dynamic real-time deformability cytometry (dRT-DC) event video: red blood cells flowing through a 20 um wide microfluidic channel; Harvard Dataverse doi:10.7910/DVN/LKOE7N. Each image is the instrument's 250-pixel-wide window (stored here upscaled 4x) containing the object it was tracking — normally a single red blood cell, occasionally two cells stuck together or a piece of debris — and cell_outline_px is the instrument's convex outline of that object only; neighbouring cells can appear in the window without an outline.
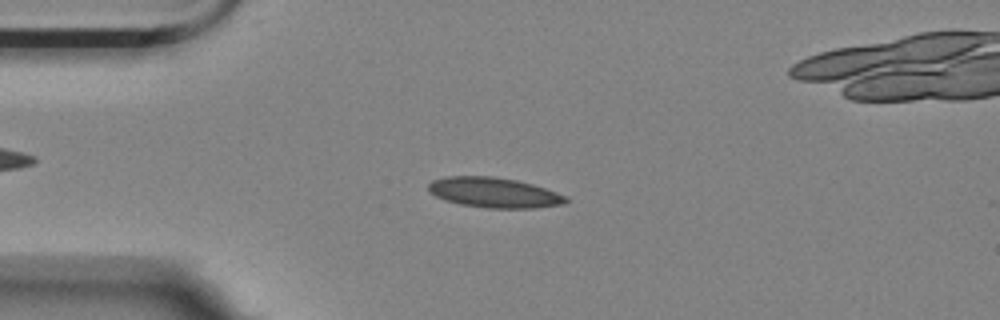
{"species": "Egyptian fruit bat (a non-hibernating species)", "species_latin": "Rousettus aegyptiacus", "temperature_condition": "room temperature", "stored_images_in_passage": 46, "camera_frame_rate_fps": 3000, "um_per_image_px": 0.085, "animal": {"sex": "female"}, "frame": {"image": 1, "passage_image": 12, "time_ms": 3.667, "image_size_px": [1000, 320], "cell_outline_px": [[568, 200], [560, 204], [536, 208], [488, 208], [460, 204], [444, 200], [428, 192], [428, 184], [432, 180], [444, 176], [492, 176], [516, 180], [532, 184], [568, 196]], "centroid_in_image_um": [41.95, 16.36], "position_along_channel_um": 43.1, "area_um2": 24.16}}
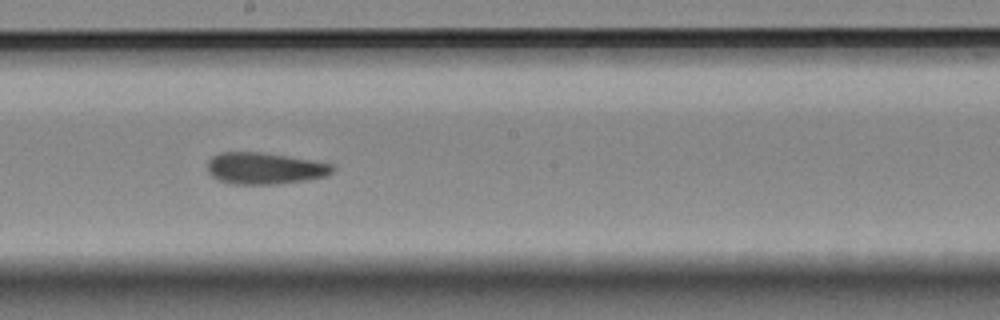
{"frame": {"image": 2, "passage_image": 29, "time_ms": 9.333, "image_size_px": [1000, 320], "cell_outline_px": [[332, 172], [328, 176], [304, 180], [276, 184], [232, 184], [220, 180], [212, 176], [208, 172], [208, 160], [212, 156], [220, 152], [260, 152], [332, 164]], "centroid_in_image_um": [22.45, 14.31], "position_along_channel_um": 225.8, "area_um2": 22.72}}
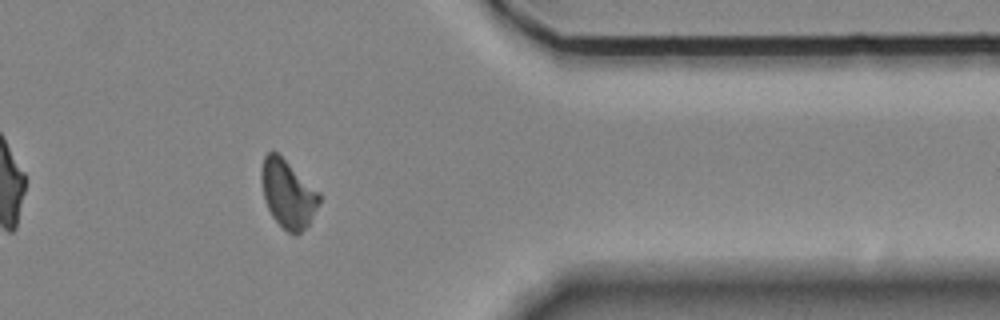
{"frame": {"image": 3, "passage_image": 44, "time_ms": 14.333, "image_size_px": [1000, 320], "cell_outline_px": [[320, 200], [308, 224], [296, 236], [288, 232], [272, 216], [264, 200], [260, 180], [260, 172], [264, 156], [268, 152], [276, 152], [320, 192]], "centroid_in_image_um": [24.44, 16.47], "position_along_channel_um": 387.0, "area_um2": 22.6}, "authors_computed_cell_mechanics": {"area_um2": 22.8021, "velocity_mm_per_s": 3.5532, "shape_relaxation_time_tau1_ms": null, "shape_relaxation_time_tau2_ms": 4.221, "deformation_change_tau1": null, "deformation_change_tau2": 0.113}}